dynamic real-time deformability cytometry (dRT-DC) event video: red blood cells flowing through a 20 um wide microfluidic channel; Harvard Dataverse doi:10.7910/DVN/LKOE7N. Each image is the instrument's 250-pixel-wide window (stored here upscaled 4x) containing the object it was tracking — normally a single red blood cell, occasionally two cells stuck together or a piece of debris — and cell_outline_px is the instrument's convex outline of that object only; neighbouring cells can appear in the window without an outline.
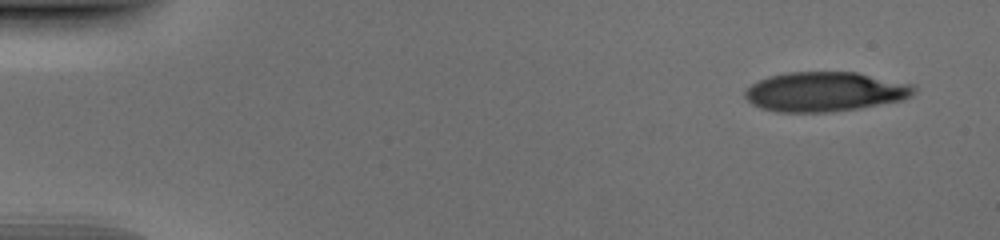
{"species": "human", "species_latin": "Homo sapiens", "temperature_condition": "cold", "stored_images_in_passage": 49, "camera_frame_rate_fps": 3000, "um_per_image_px": 0.085, "donor": {"sex": "male"}, "frame": {"image": 1, "passage_image": 1, "time_ms": 0.0, "image_size_px": [1000, 240], "cell_outline_px": [[916, 92], [912, 96], [904, 100], [860, 108], [828, 112], [776, 112], [760, 108], [752, 104], [744, 96], [744, 88], [768, 76], [788, 72], [856, 72], [912, 84], [916, 88]], "centroid_in_image_um": [70.12, 7.8], "position_along_channel_um": 14.9, "area_um2": 39.25}}
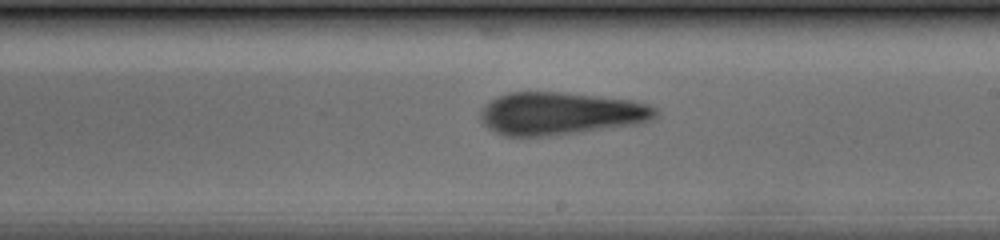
{"frame": {"image": 2, "passage_image": 28, "time_ms": 9.0, "image_size_px": [1000, 240], "cell_outline_px": [[660, 116], [652, 120], [640, 124], [580, 132], [544, 136], [504, 136], [488, 128], [480, 120], [480, 112], [496, 96], [508, 92], [560, 92], [632, 100], [648, 104], [660, 108]], "centroid_in_image_um": [47.72, 9.65], "position_along_channel_um": 241.3, "area_um2": 43.81}}
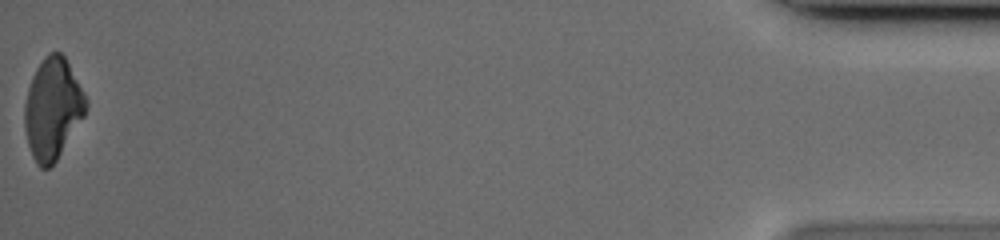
{"frame": {"image": 3, "passage_image": 49, "time_ms": 16.0, "image_size_px": [1000, 240], "cell_outline_px": [[88, 104], [84, 116], [56, 160], [48, 168], [40, 168], [36, 164], [32, 156], [28, 144], [24, 128], [24, 104], [28, 88], [32, 76], [36, 68], [48, 52], [60, 52], [64, 56], [88, 100]], "centroid_in_image_um": [4.46, 9.24], "position_along_channel_um": 430.7, "area_um2": 35.95}}